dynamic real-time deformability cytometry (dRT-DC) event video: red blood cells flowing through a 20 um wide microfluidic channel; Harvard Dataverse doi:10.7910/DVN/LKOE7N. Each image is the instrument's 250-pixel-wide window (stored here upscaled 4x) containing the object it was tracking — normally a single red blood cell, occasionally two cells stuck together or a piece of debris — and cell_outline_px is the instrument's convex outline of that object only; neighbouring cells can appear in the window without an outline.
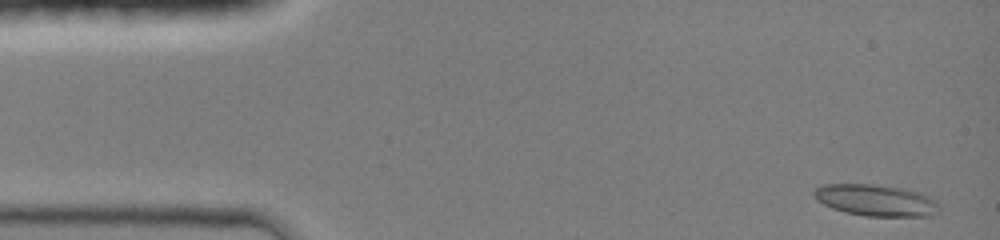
{"species": "common noctule bat (a hibernating species)", "species_latin": "Nyctalus noctula", "temperature_condition": "room temperature", "stored_images_in_passage": 42, "camera_frame_rate_fps": 3000, "um_per_image_px": 0.085, "animal": {"sex": "female", "body_mass_g": 19.0, "forearm_length_mm": 51.5}, "frame": {"image": 1, "passage_image": 1, "time_ms": 0.0, "image_size_px": [1000, 240], "cell_outline_px": [[940, 212], [932, 216], [868, 216], [848, 212], [832, 208], [816, 200], [812, 196], [812, 192], [816, 188], [824, 184], [872, 184], [900, 188], [920, 192], [936, 200], [940, 208]], "centroid_in_image_um": [74.47, 17.02], "position_along_channel_um": 10.5, "area_um2": 23.06}}
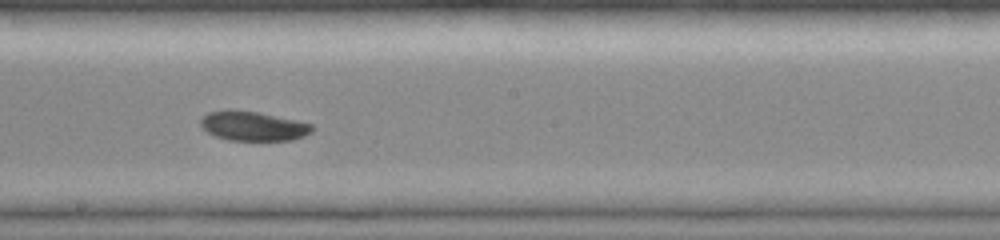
{"frame": {"image": 2, "passage_image": 24, "time_ms": 7.667, "image_size_px": [1000, 240], "cell_outline_px": [[312, 132], [304, 136], [292, 140], [228, 140], [216, 136], [208, 132], [200, 124], [200, 120], [208, 112], [228, 108], [260, 112], [296, 120], [312, 124]], "centroid_in_image_um": [21.5, 10.69], "position_along_channel_um": 226.7, "area_um2": 19.25}}
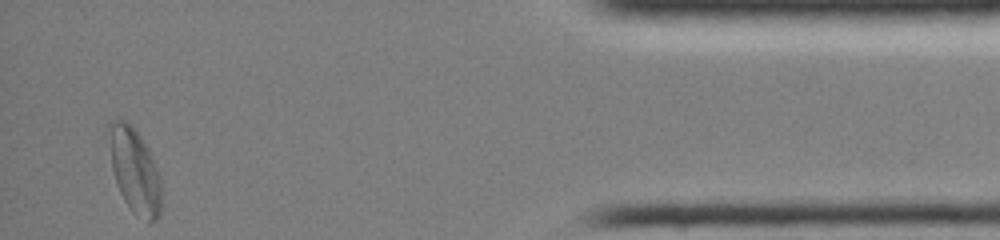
{"frame": {"image": 3, "passage_image": 42, "time_ms": 13.667, "image_size_px": [1000, 240], "cell_outline_px": [[160, 216], [156, 220], [148, 224], [132, 212], [124, 200], [120, 192], [112, 168], [104, 132], [108, 124], [112, 120], [120, 116], [132, 124], [148, 148], [152, 156], [160, 176]], "centroid_in_image_um": [11.39, 14.42], "position_along_channel_um": 423.8, "area_um2": 26.82}, "authors_computed_cell_mechanics": {"area_um2": 19.9121, "velocity_mm_per_s": 4.2069, "shape_relaxation_time_tau1_ms": 3.3639, "shape_relaxation_time_tau2_ms": null, "deformation_change_tau1": 0.0828, "deformation_change_tau2": null}}